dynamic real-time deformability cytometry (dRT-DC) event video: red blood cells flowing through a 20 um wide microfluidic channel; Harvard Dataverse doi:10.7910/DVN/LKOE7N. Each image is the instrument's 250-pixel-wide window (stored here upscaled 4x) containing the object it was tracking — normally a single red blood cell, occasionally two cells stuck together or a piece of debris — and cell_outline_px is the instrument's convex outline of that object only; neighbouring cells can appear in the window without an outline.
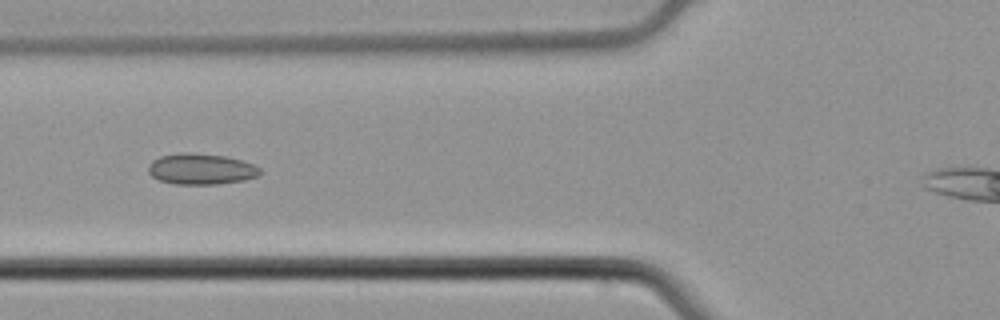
{"species": "common noctule bat (a hibernating species)", "species_latin": "Nyctalus noctula", "temperature_condition": "cold", "stored_images_in_passage": 6, "camera_frame_rate_fps": 3000, "um_per_image_px": 0.085, "animal": {"sex": "male", "body_mass_g": 21.5, "forearm_length_mm": 52.0}, "frame": {"image": 1, "passage_image": 5, "time_ms": 1.333, "image_size_px": [1000, 320], "cell_outline_px": [[260, 172], [256, 176], [244, 180], [216, 184], [176, 184], [160, 180], [152, 176], [148, 172], [148, 168], [152, 160], [160, 156], [184, 152], [188, 152], [224, 156], [240, 160], [252, 164], [260, 168]], "centroid_in_image_um": [17.06, 14.36], "position_along_channel_um": 108.7, "area_um2": 19.88}}
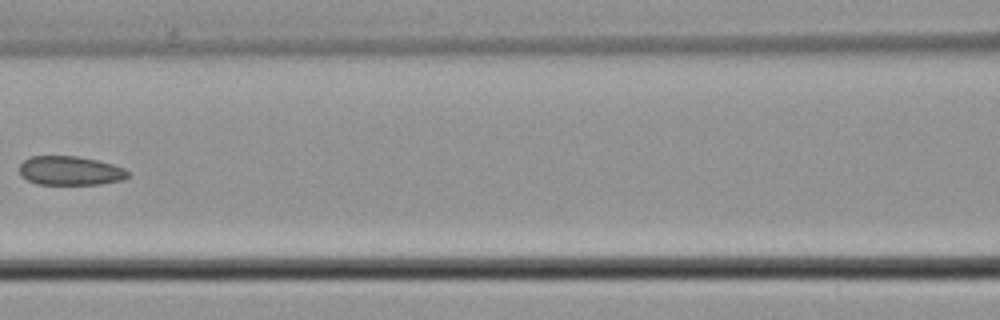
{"frame": {"image": 2, "passage_image": 6, "time_ms": 1.667, "image_size_px": [1000, 320], "cell_outline_px": [[128, 176], [124, 180], [100, 184], [36, 184], [20, 176], [20, 164], [24, 160], [32, 156], [76, 156], [96, 160], [112, 164], [124, 168], [128, 172]], "centroid_in_image_um": [5.96, 14.51], "position_along_channel_um": 160.6, "area_um2": 18.32}}